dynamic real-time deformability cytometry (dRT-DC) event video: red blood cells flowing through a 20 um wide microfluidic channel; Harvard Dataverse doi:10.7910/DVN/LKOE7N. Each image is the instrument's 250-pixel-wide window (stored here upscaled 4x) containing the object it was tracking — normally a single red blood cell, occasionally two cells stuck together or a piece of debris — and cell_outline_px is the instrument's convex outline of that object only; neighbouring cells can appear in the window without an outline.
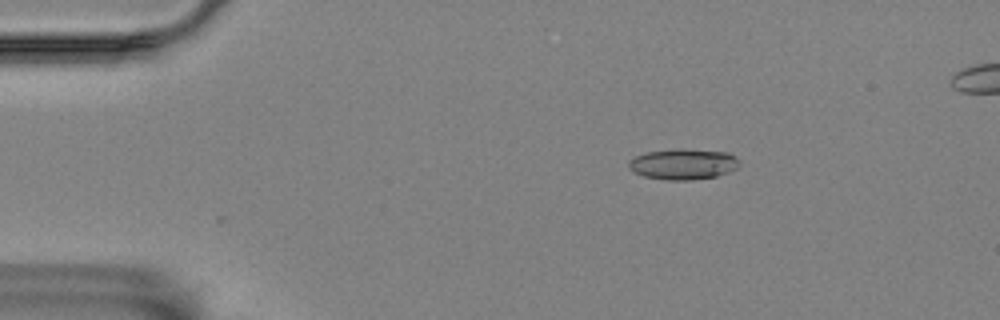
{"species": "Egyptian fruit bat (a non-hibernating species)", "species_latin": "Rousettus aegyptiacus", "temperature_condition": "room temperature", "stored_images_in_passage": 38, "camera_frame_rate_fps": 3000, "um_per_image_px": 0.085, "animal": {"sex": "female"}, "frame": {"image": 1, "passage_image": 1, "time_ms": 0.0, "image_size_px": [1000, 320], "cell_outline_px": [[740, 164], [736, 168], [728, 172], [716, 176], [692, 180], [664, 180], [644, 176], [632, 172], [628, 168], [628, 160], [644, 152], [676, 148], [684, 148], [728, 152], [736, 156], [740, 160]], "centroid_in_image_um": [58.05, 13.93], "position_along_channel_um": 26.9, "area_um2": 20.29}}
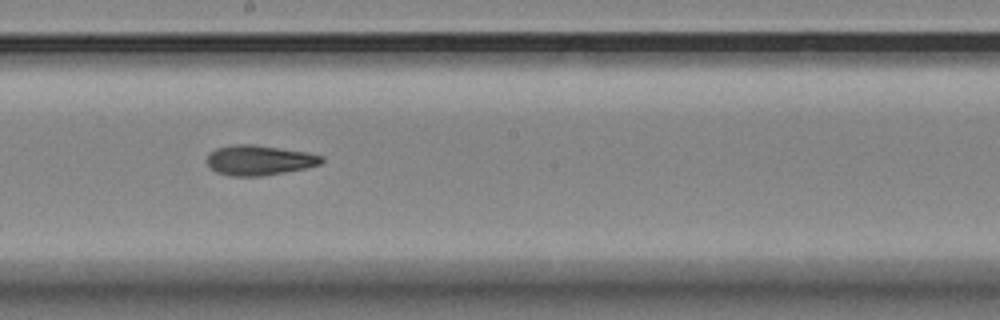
{"frame": {"image": 2, "passage_image": 23, "time_ms": 7.333, "image_size_px": [1000, 320], "cell_outline_px": [[324, 160], [320, 164], [304, 168], [284, 172], [260, 176], [228, 176], [216, 172], [208, 164], [208, 156], [216, 148], [236, 144], [252, 144], [308, 152], [324, 156]], "centroid_in_image_um": [22.05, 13.61], "position_along_channel_um": 226.1, "area_um2": 19.88}}
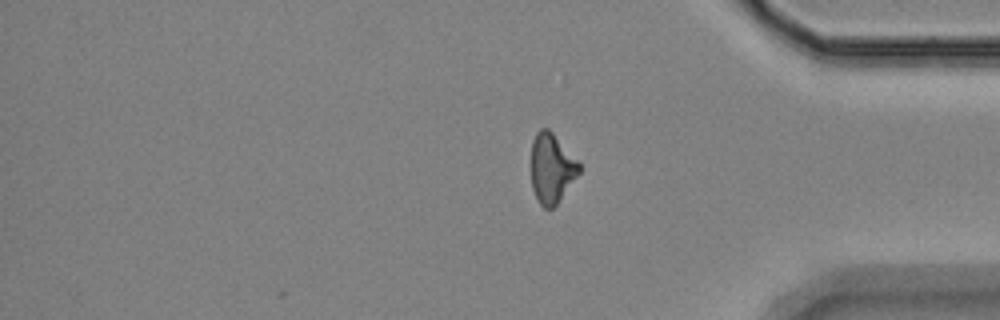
{"frame": {"image": 3, "passage_image": 38, "time_ms": 12.333, "image_size_px": [1000, 320], "cell_outline_px": [[580, 172], [556, 204], [552, 208], [544, 208], [540, 204], [532, 188], [532, 140], [536, 132], [540, 128], [548, 128], [552, 132], [580, 164]], "centroid_in_image_um": [46.88, 14.29], "position_along_channel_um": 388.3, "area_um2": 19.07}, "authors_computed_cell_mechanics": {"area_um2": 19.8543, "velocity_mm_per_s": 3.554, "shape_relaxation_time_tau1_ms": 5.8003, "shape_relaxation_time_tau2_ms": 3.1981, "deformation_change_tau1": 0.1682, "deformation_change_tau2": 0.1194}}